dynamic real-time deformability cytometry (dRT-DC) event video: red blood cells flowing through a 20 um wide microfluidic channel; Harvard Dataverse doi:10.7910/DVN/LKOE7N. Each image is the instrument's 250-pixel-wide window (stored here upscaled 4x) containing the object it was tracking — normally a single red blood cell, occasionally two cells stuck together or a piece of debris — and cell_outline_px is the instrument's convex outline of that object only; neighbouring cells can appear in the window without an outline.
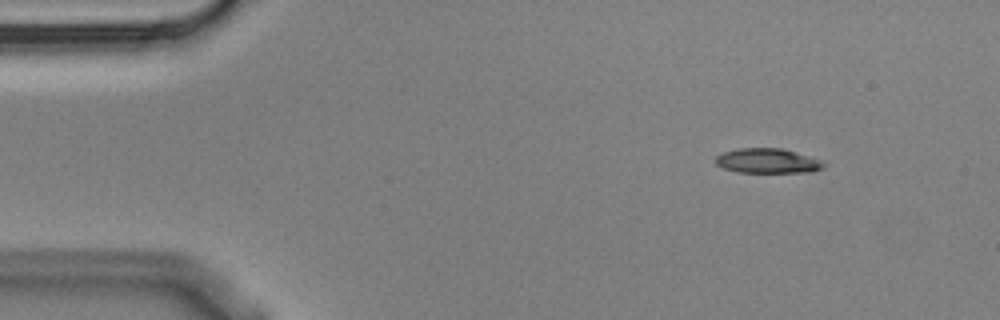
{"species": "Egyptian fruit bat (a non-hibernating species)", "species_latin": "Rousettus aegyptiacus", "temperature_condition": "cold", "stored_images_in_passage": 9, "camera_frame_rate_fps": 3000, "um_per_image_px": 0.085, "animal": {"sex": "male"}, "frame": {"image": 1, "passage_image": 1, "time_ms": 0.0, "image_size_px": [1000, 320], "cell_outline_px": [[828, 164], [824, 168], [812, 172], [736, 172], [724, 168], [716, 164], [716, 156], [724, 152], [740, 148], [780, 148]], "centroid_in_image_um": [65.2, 13.69], "position_along_channel_um": 19.8, "area_um2": 15.2}}
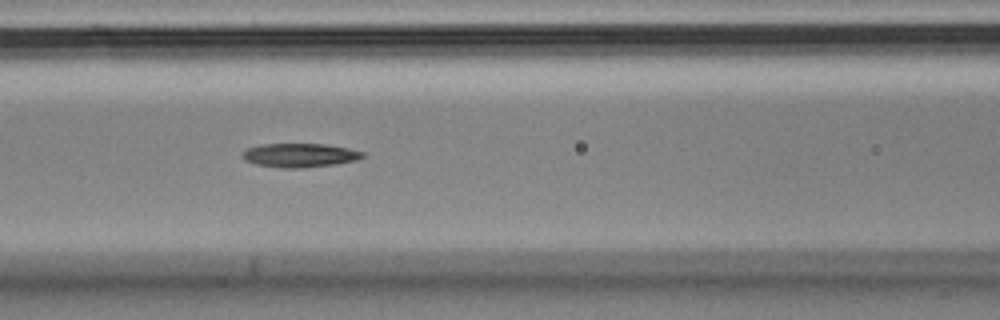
{"frame": {"image": 2, "passage_image": 6, "time_ms": 1.667, "image_size_px": [1000, 320], "cell_outline_px": [[364, 156], [356, 160], [336, 164], [304, 168], [280, 168], [256, 164], [244, 160], [240, 156], [248, 148], [260, 144], [324, 144], [348, 148], [364, 152]], "centroid_in_image_um": [25.46, 13.2], "position_along_channel_um": 141.1, "area_um2": 16.76}}
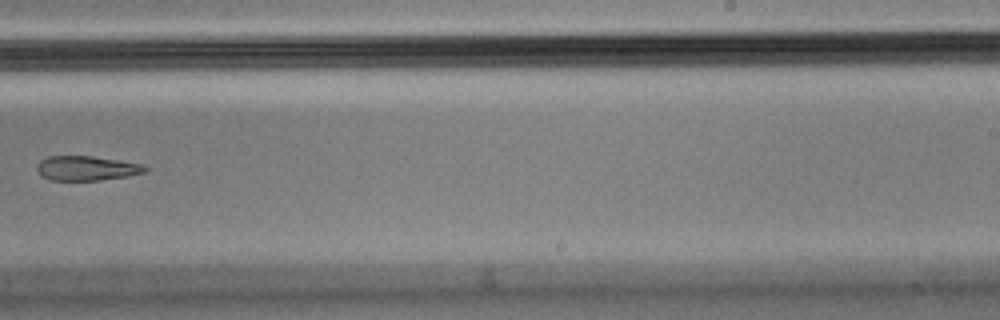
{"frame": {"image": 3, "passage_image": 9, "time_ms": 2.667, "image_size_px": [1000, 320], "cell_outline_px": [[148, 168], [144, 172], [128, 176], [100, 180], [52, 180], [44, 176], [36, 168], [36, 164], [40, 160], [48, 156], [92, 156], [140, 164]], "centroid_in_image_um": [7.33, 14.29], "position_along_channel_um": 281.7, "area_um2": 15.2}}